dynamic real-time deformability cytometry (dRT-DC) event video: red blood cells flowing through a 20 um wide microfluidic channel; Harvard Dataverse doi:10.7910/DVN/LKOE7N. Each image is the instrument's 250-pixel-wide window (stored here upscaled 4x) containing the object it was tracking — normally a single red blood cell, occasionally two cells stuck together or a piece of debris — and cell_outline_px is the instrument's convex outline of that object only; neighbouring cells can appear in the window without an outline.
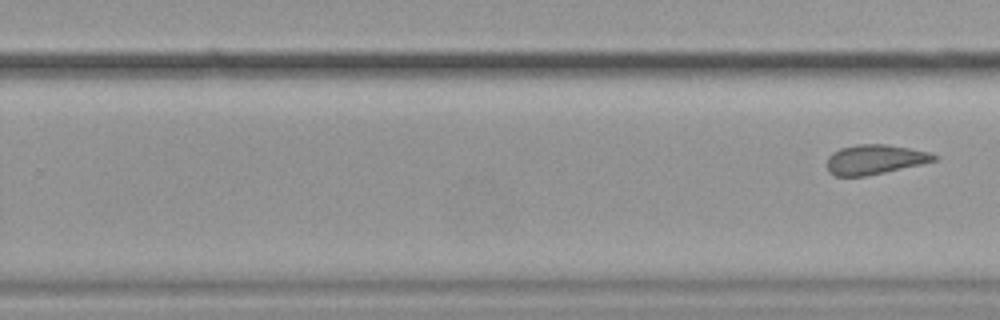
{"species": "common noctule bat (a hibernating species)", "species_latin": "Nyctalus noctula", "temperature_condition": "cold", "stored_images_in_passage": 11, "segment_of_instrument_passage": [2, 2], "camera_frame_rate_fps": 3000, "um_per_image_px": 0.085, "animal": {"sex": "female", "body_mass_g": 19.9}, "frame": {"image": 1, "passage_image": 11, "time_ms": 12.333, "image_size_px": [1000, 320], "cell_outline_px": [[936, 160], [920, 164], [884, 172], [864, 176], [836, 176], [828, 172], [828, 156], [832, 152], [840, 148], [856, 144], [884, 144], [908, 148], [928, 152], [936, 156]], "centroid_in_image_um": [74.3, 13.55], "position_along_channel_um": 255.5, "area_um2": 18.21}}